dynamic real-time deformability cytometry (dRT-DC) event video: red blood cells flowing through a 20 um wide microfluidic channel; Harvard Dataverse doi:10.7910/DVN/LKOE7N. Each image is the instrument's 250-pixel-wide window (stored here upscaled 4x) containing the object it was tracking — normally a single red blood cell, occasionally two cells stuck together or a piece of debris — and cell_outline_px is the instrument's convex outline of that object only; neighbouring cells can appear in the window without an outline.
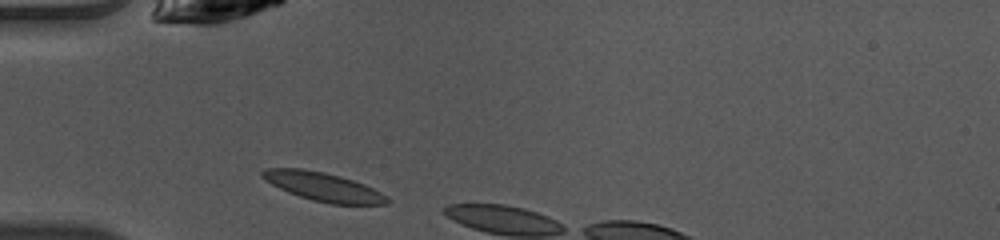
{"species": "common noctule bat (a hibernating species)", "species_latin": "Nyctalus noctula", "temperature_condition": "warm", "stored_images_in_passage": 3, "camera_frame_rate_fps": 3000, "um_per_image_px": 0.085, "animal": {"sex": "female", "body_mass_g": 10.0, "forearm_length_mm": 53.1}, "frame": {"image": 1, "passage_image": 1, "time_ms": 0.0, "image_size_px": [1000, 240], "cell_outline_px": [[388, 204], [332, 204], [312, 200], [288, 192], [272, 184], [260, 176], [260, 172], [264, 168], [300, 168], [324, 172], [340, 176], [364, 184], [388, 196]], "centroid_in_image_um": [27.45, 15.86], "position_along_channel_um": 57.5, "area_um2": 20.69}}